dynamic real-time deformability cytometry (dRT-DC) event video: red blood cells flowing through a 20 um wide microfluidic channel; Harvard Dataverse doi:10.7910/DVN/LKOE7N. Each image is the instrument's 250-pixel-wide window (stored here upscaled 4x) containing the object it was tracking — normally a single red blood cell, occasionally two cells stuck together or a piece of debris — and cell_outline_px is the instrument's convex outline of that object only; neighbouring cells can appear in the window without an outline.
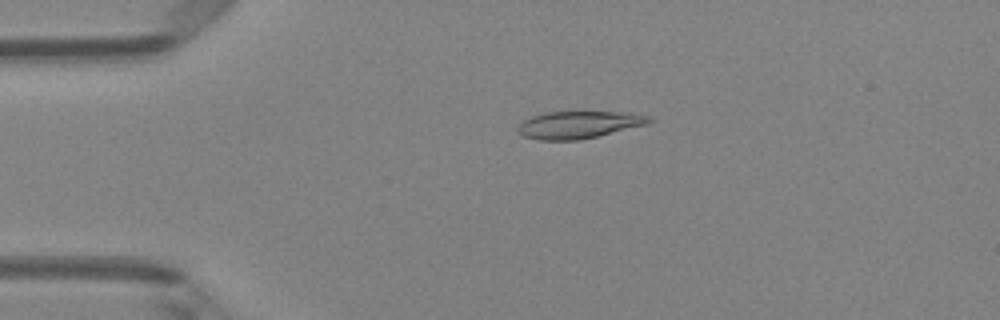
{"species": "Egyptian fruit bat (a non-hibernating species)", "species_latin": "Rousettus aegyptiacus", "temperature_condition": "room temperature", "stored_images_in_passage": 49, "camera_frame_rate_fps": 3000, "um_per_image_px": 0.085, "animal": {"sex": "female"}, "frame": {"image": 1, "passage_image": 11, "time_ms": 3.333, "image_size_px": [1000, 320], "cell_outline_px": [[656, 120], [648, 124], [580, 140], [540, 140], [524, 136], [516, 128], [524, 120], [532, 116], [544, 112], [628, 112], [652, 116]], "centroid_in_image_um": [49.26, 10.59], "position_along_channel_um": 35.7, "area_um2": 20.92}}
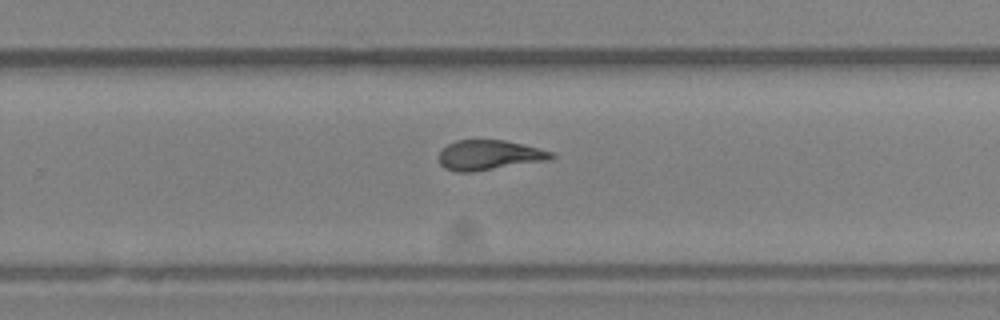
{"frame": {"image": 2, "passage_image": 32, "time_ms": 10.333, "image_size_px": [1000, 320], "cell_outline_px": [[556, 156], [552, 160], [472, 172], [456, 172], [444, 168], [440, 164], [440, 152], [448, 144], [456, 140], [504, 140], [552, 152]], "centroid_in_image_um": [41.59, 13.2], "position_along_channel_um": 288.2, "area_um2": 19.54}}
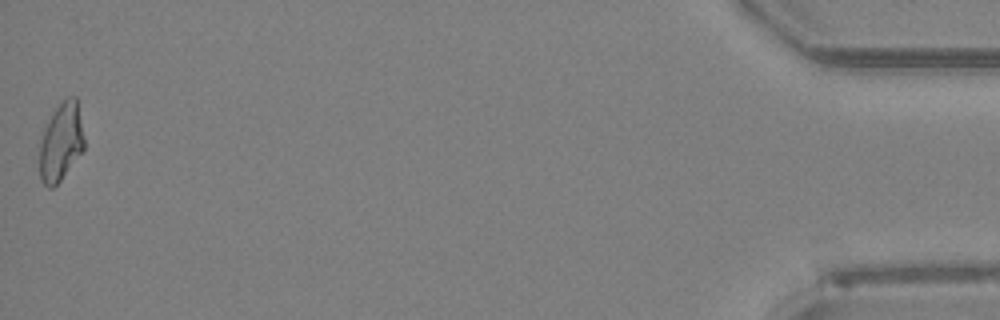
{"frame": {"image": 3, "passage_image": 49, "time_ms": 16.0, "image_size_px": [1000, 320], "cell_outline_px": [[84, 148], [60, 180], [52, 188], [48, 188], [40, 180], [40, 140], [44, 128], [56, 108], [68, 96], [76, 96], [84, 140]], "centroid_in_image_um": [5.17, 12.08], "position_along_channel_um": 430.0, "area_um2": 19.83}, "authors_computed_cell_mechanics": {"area_um2": 20.3456, "velocity_mm_per_s": 4.155, "shape_relaxation_time_tau1_ms": null, "shape_relaxation_time_tau2_ms": 1.6889, "deformation_change_tau1": null, "deformation_change_tau2": 0.0876}}